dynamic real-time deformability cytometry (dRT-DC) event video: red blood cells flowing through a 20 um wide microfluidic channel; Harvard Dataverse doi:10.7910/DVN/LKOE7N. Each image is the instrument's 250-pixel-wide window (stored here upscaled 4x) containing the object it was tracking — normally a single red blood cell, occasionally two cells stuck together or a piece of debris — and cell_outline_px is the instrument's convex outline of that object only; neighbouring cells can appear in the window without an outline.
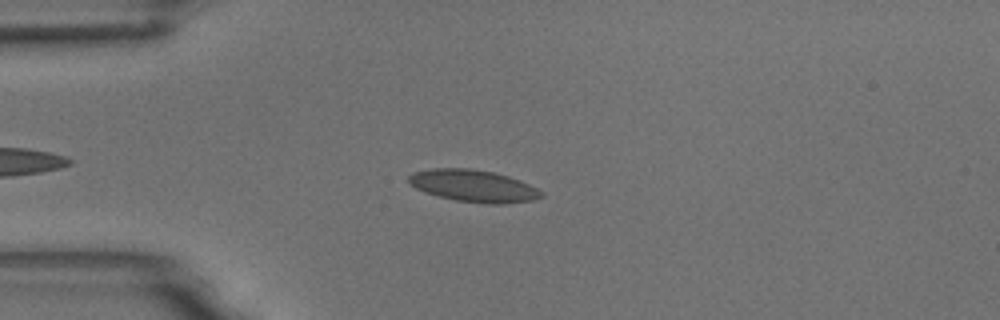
{"species": "common noctule bat (a hibernating species)", "species_latin": "Nyctalus noctula", "temperature_condition": "room temperature", "stored_images_in_passage": 43, "camera_frame_rate_fps": 3000, "um_per_image_px": 0.085, "animal": {"sex": "male", "body_mass_g": 18.8}, "frame": {"image": 1, "passage_image": 10, "time_ms": 3.0, "image_size_px": [1000, 320], "cell_outline_px": [[544, 196], [532, 200], [504, 204], [488, 204], [456, 200], [424, 192], [408, 184], [408, 176], [412, 172], [432, 168], [468, 168], [492, 172], [508, 176], [528, 184], [544, 192]], "centroid_in_image_um": [40.22, 15.8], "position_along_channel_um": 44.8, "area_um2": 24.74}}
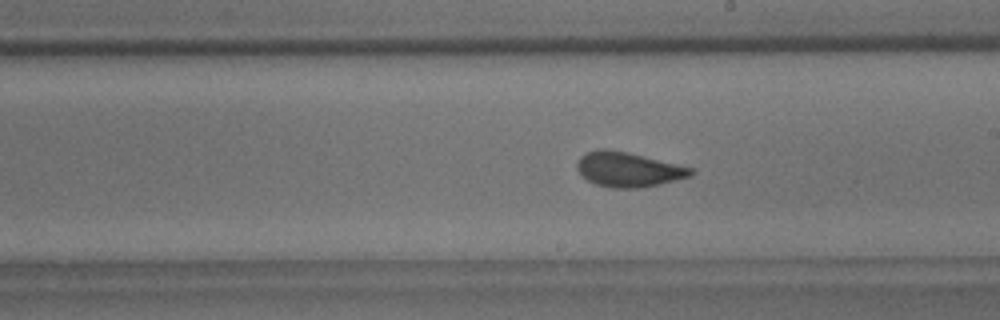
{"frame": {"image": 2, "passage_image": 27, "time_ms": 8.667, "image_size_px": [1000, 320], "cell_outline_px": [[696, 172], [692, 176], [660, 184], [640, 188], [612, 188], [596, 184], [580, 176], [576, 168], [576, 164], [580, 156], [588, 152], [600, 148], [604, 148], [628, 152], [692, 168]], "centroid_in_image_um": [53.38, 14.41], "position_along_channel_um": 235.6, "area_um2": 23.12}}
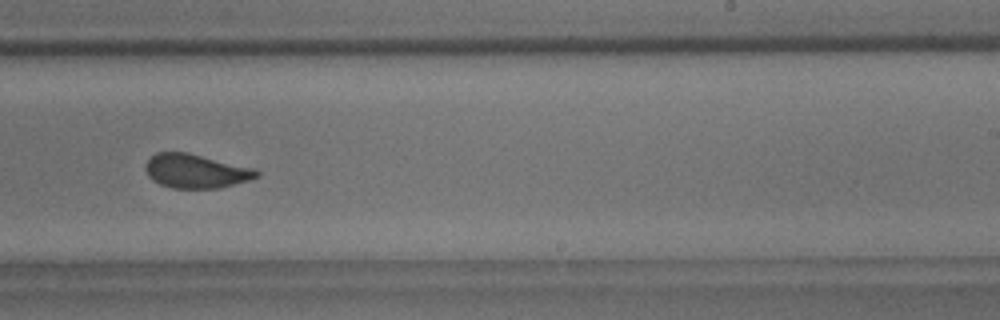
{"frame": {"image": 3, "passage_image": 30, "time_ms": 9.667, "image_size_px": [1000, 320], "cell_outline_px": [[260, 176], [248, 180], [220, 188], [172, 188], [160, 184], [152, 180], [148, 176], [144, 168], [148, 160], [156, 152], [188, 152], [256, 168], [260, 172]], "centroid_in_image_um": [16.66, 14.53], "position_along_channel_um": 272.3, "area_um2": 22.2}, "authors_computed_cell_mechanics": {"area_um2": 22.9466, "velocity_mm_per_s": 3.6917, "shape_relaxation_time_tau1_ms": 3.6524, "shape_relaxation_time_tau2_ms": 0.9081, "deformation_change_tau1": 0.1225, "deformation_change_tau2": 0.073}}